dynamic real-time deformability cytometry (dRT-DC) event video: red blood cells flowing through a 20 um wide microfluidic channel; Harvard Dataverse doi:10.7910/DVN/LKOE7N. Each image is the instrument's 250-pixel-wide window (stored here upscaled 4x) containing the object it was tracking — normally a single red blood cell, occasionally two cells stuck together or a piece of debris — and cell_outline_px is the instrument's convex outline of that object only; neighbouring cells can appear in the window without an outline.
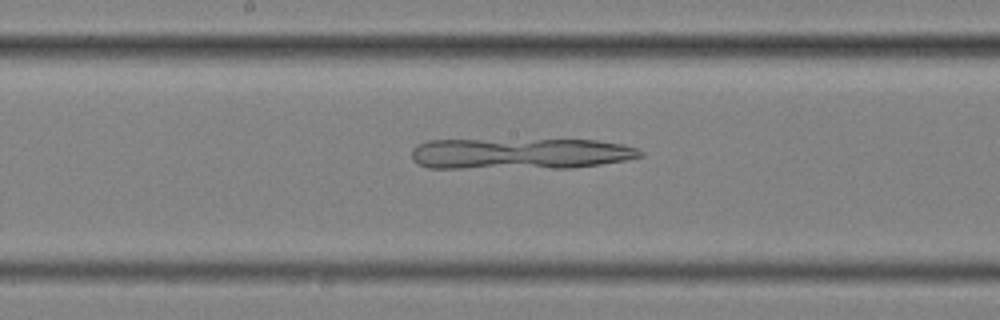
{"species": "common noctule bat (a hibernating species)", "species_latin": "Nyctalus noctula", "temperature_condition": "cold", "stored_images_in_passage": 38, "camera_frame_rate_fps": 3000, "um_per_image_px": 0.085, "animal": {"sex": "female", "body_mass_g": 25.1}, "frame": {"image": 1, "passage_image": 17, "time_ms": 5.333, "image_size_px": [1000, 320], "cell_outline_px": [[644, 156], [624, 160], [600, 164], [572, 168], [428, 168], [416, 164], [412, 160], [412, 148], [428, 140], [596, 140], [624, 144], [636, 148], [644, 152]], "centroid_in_image_um": [44.2, 13.07], "position_along_channel_um": 204.0, "area_um2": 41.73}}